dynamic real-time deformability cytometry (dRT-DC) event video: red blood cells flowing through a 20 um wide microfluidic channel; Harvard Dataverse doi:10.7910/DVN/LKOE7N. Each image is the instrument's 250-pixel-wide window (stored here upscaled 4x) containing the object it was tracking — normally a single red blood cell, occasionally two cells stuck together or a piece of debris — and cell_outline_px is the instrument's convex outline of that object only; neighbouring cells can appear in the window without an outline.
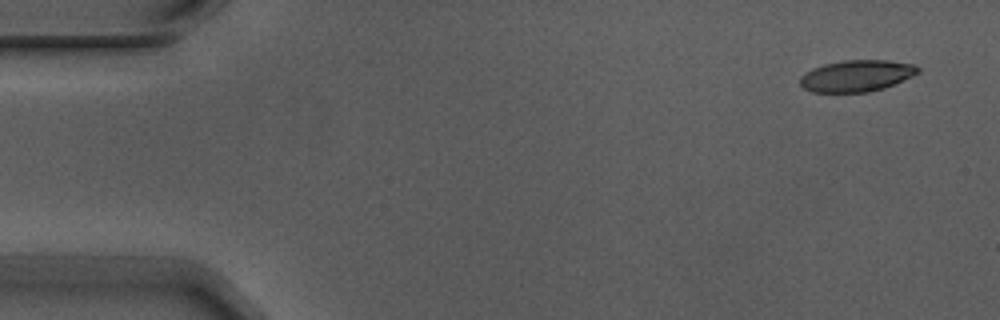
{"species": "Egyptian fruit bat (a non-hibernating species)", "species_latin": "Rousettus aegyptiacus", "temperature_condition": "warm", "stored_images_in_passage": 4, "camera_frame_rate_fps": 3000, "um_per_image_px": 0.085, "animal": {"sex": "male"}, "frame": {"image": 1, "passage_image": 1, "time_ms": 0.0, "image_size_px": [1000, 320], "cell_outline_px": [[920, 72], [912, 76], [884, 88], [868, 92], [812, 92], [804, 88], [800, 84], [800, 76], [804, 72], [812, 68], [824, 64], [844, 60], [888, 60], [912, 64], [920, 68]], "centroid_in_image_um": [72.79, 6.44], "position_along_channel_um": 12.2, "area_um2": 21.68}}